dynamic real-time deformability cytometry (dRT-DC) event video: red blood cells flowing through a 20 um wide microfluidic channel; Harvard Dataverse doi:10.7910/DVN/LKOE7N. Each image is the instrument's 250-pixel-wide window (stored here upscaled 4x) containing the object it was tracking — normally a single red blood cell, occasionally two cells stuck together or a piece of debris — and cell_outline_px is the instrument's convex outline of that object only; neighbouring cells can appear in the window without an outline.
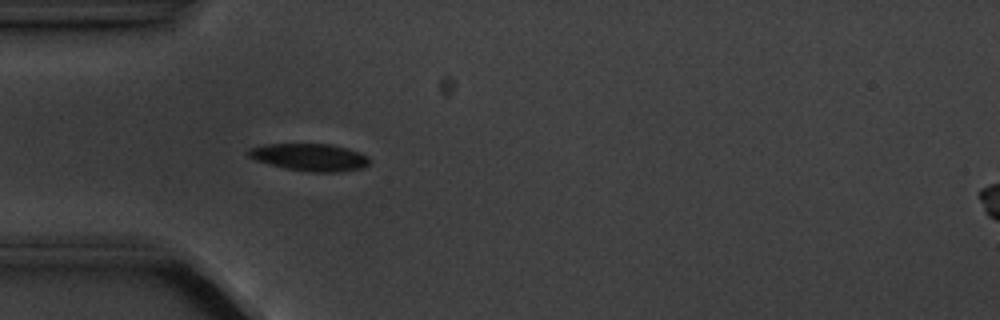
{"species": "common noctule bat (a hibernating species)", "species_latin": "Nyctalus noctula", "temperature_condition": "cold", "stored_images_in_passage": 5, "camera_frame_rate_fps": 3000, "um_per_image_px": 0.085, "animal": {"sex": "male", "body_mass_g": 20.1, "forearm_length_mm": 53.5}, "frame": {"image": 1, "passage_image": 5, "time_ms": 4.667, "image_size_px": [1000, 320], "cell_outline_px": [[368, 164], [364, 168], [340, 172], [308, 172], [284, 168], [268, 164], [256, 160], [248, 156], [244, 152], [248, 148], [264, 144], [332, 144], [348, 148], [360, 152], [368, 156]], "centroid_in_image_um": [26.3, 13.36], "position_along_channel_um": 58.7, "area_um2": 19.59}}